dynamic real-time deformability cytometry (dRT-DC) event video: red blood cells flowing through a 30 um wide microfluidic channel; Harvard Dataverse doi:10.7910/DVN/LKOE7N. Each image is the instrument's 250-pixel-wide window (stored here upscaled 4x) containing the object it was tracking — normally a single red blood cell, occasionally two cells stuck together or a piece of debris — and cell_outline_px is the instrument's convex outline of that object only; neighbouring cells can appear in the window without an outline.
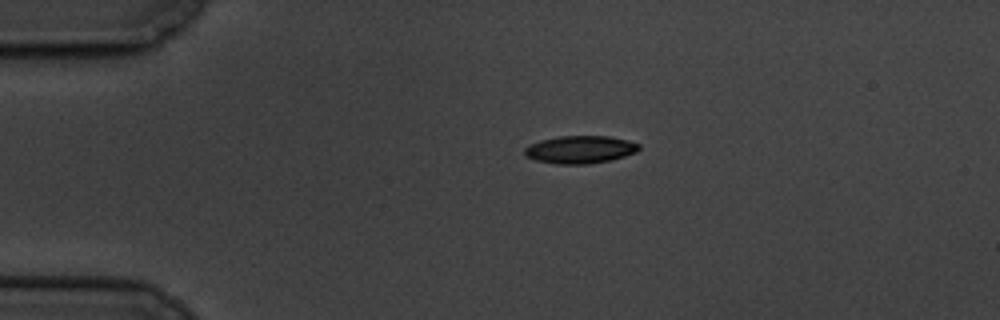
{"species": "common noctule bat (a hibernating species)", "species_latin": "Nyctalus noctula", "temperature_condition": "cold", "stored_images_in_passage": 6, "camera_frame_rate_fps": 3000, "um_per_image_px": 0.085, "animal": {"sex": "male", "body_mass_g": 19.5, "forearm_length_mm": 54.6}, "frame": {"image": 1, "passage_image": 6, "time_ms": 6.667, "image_size_px": [1000, 320], "cell_outline_px": [[640, 148], [636, 152], [624, 156], [608, 160], [588, 164], [556, 164], [536, 160], [524, 156], [524, 148], [528, 144], [540, 140], [556, 136], [608, 136], [640, 144]], "centroid_in_image_um": [49.24, 12.71], "position_along_channel_um": 35.8, "area_um2": 18.44}}